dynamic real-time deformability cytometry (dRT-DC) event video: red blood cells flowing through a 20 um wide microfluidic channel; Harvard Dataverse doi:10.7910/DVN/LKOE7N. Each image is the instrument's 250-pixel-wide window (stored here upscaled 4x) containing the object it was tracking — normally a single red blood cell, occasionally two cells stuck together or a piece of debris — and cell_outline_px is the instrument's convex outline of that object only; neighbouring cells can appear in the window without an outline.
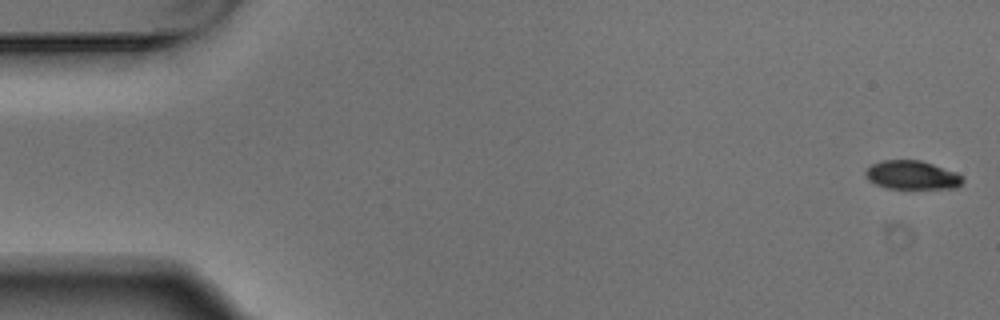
{"species": "Egyptian fruit bat (a non-hibernating species)", "species_latin": "Rousettus aegyptiacus", "temperature_condition": "warm", "stored_images_in_passage": 5, "camera_frame_rate_fps": 3000, "um_per_image_px": 0.085, "animal": {"sex": "male"}, "frame": {"image": 1, "passage_image": 1, "time_ms": 0.0, "image_size_px": [1000, 320], "cell_outline_px": [[964, 180], [956, 188], [888, 188], [876, 184], [868, 180], [864, 176], [864, 172], [872, 164], [884, 160], [920, 160], [956, 172], [964, 176]], "centroid_in_image_um": [77.52, 14.88], "position_along_channel_um": 7.5, "area_um2": 16.18}}
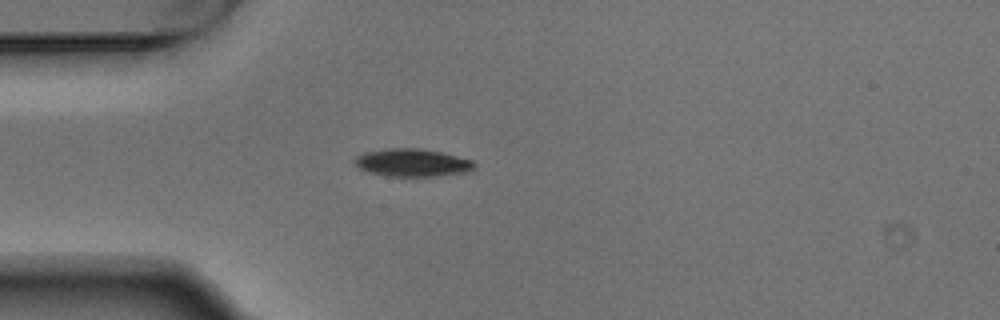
{"frame": {"image": 2, "passage_image": 5, "time_ms": 1.333, "image_size_px": [1000, 320], "cell_outline_px": [[476, 164], [468, 172], [436, 176], [388, 176], [368, 172], [360, 168], [352, 160], [356, 156], [364, 152], [388, 148], [420, 148], [440, 152], [472, 160]], "centroid_in_image_um": [35.02, 13.82], "position_along_channel_um": 50.0, "area_um2": 19.31}}